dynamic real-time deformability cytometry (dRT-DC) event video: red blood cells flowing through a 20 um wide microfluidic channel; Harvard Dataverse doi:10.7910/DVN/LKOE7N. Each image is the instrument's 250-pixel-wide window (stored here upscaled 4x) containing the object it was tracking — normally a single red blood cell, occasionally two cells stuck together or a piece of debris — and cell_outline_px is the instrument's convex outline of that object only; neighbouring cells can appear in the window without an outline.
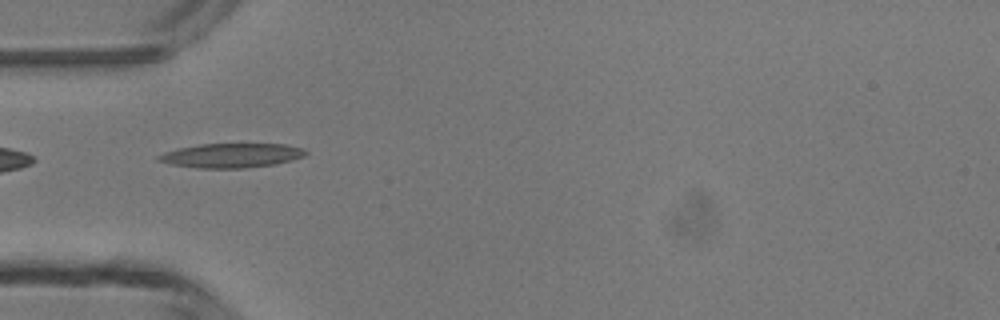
{"species": "common noctule bat (a hibernating species)", "species_latin": "Nyctalus noctula", "temperature_condition": "room temperature", "stored_images_in_passage": 2, "camera_frame_rate_fps": 3000, "um_per_image_px": 0.085, "animal": {"sex": "male", "body_mass_g": 13.3}, "frame": {"image": 1, "passage_image": 2, "time_ms": 1.0, "image_size_px": [1000, 320], "cell_outline_px": [[308, 152], [304, 156], [292, 160], [272, 164], [244, 168], [196, 168], [172, 164], [156, 160], [156, 156], [164, 152], [180, 148], [200, 144], [284, 144], [304, 148]], "centroid_in_image_um": [19.67, 13.21], "position_along_channel_um": 65.3, "area_um2": 20.75}}